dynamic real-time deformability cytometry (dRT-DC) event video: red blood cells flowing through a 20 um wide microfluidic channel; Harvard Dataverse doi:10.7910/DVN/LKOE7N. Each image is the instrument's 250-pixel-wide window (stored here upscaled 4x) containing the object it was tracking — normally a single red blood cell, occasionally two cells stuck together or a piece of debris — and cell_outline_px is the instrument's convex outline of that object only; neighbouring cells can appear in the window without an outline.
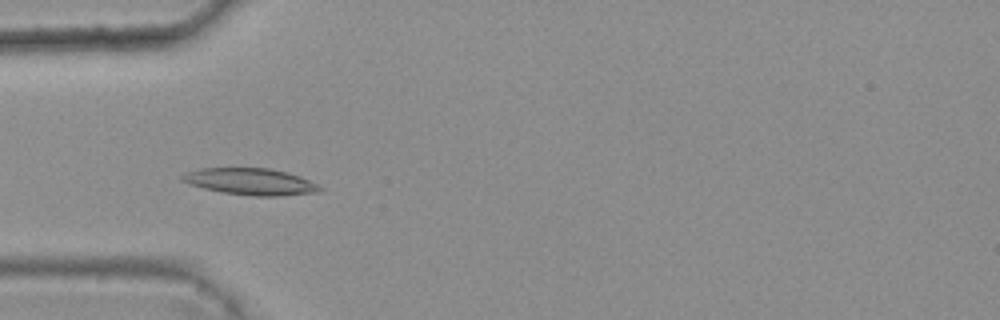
{"species": "common noctule bat (a hibernating species)", "species_latin": "Nyctalus noctula", "temperature_condition": "warm", "stored_images_in_passage": 10, "camera_frame_rate_fps": 3000, "um_per_image_px": 0.085, "animal": {"sex": "female", "body_mass_g": 25.1}, "frame": {"image": 1, "passage_image": 4, "time_ms": 1.0, "image_size_px": [1000, 320], "cell_outline_px": [[324, 188], [320, 192], [280, 196], [256, 196], [220, 192], [188, 184], [180, 180], [180, 176], [188, 172], [200, 168], [268, 168], [288, 172], [300, 176]], "centroid_in_image_um": [21.3, 15.44], "position_along_channel_um": 63.7, "area_um2": 21.44}}
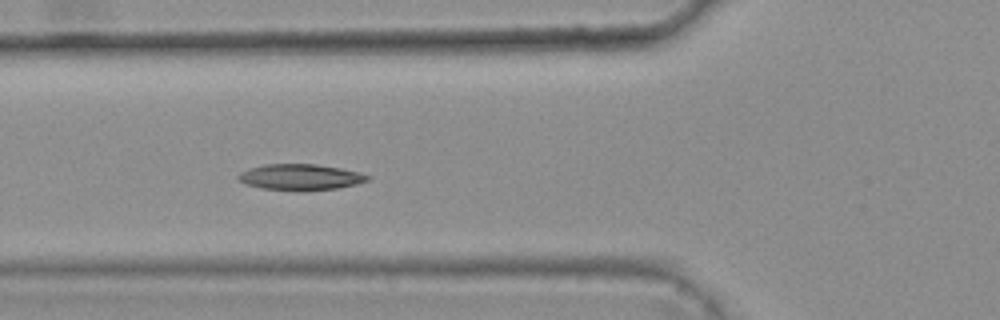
{"frame": {"image": 2, "passage_image": 7, "time_ms": 2.0, "image_size_px": [1000, 320], "cell_outline_px": [[372, 176], [368, 180], [356, 184], [336, 188], [304, 192], [300, 192], [260, 188], [244, 184], [236, 176], [240, 172], [248, 168], [264, 164], [316, 164], [340, 168], [360, 172]], "centroid_in_image_um": [25.51, 15.07], "position_along_channel_um": 100.3, "area_um2": 20.0}}